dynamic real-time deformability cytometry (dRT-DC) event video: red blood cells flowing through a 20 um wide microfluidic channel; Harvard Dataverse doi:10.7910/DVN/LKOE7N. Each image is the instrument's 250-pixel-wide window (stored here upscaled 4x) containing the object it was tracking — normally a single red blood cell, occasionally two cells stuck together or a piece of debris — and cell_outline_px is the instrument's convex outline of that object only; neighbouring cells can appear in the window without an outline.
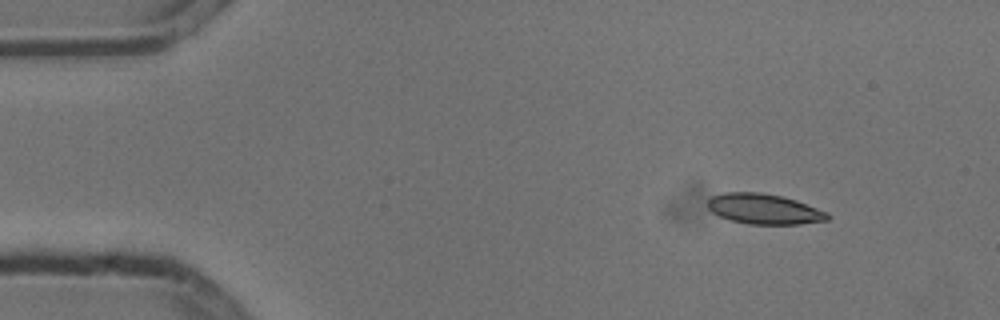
{"species": "common noctule bat (a hibernating species)", "species_latin": "Nyctalus noctula", "temperature_condition": "cold", "stored_images_in_passage": 10, "camera_frame_rate_fps": 3000, "um_per_image_px": 0.085, "animal": {"sex": "male", "body_mass_g": 13.3}, "frame": {"image": 1, "passage_image": 1, "time_ms": 0.0, "image_size_px": [1000, 320], "cell_outline_px": [[832, 216], [828, 220], [800, 224], [748, 224], [728, 220], [712, 212], [708, 208], [708, 200], [712, 196], [724, 192], [760, 192], [780, 196], [796, 200], [828, 212]], "centroid_in_image_um": [64.95, 17.77], "position_along_channel_um": 20.0, "area_um2": 21.27}}
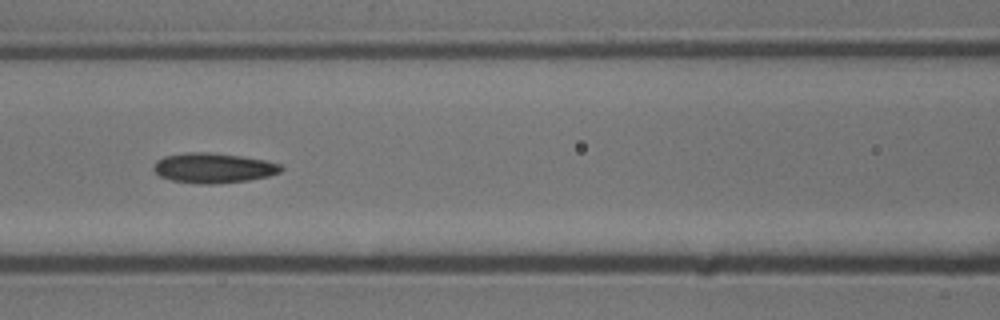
{"frame": {"image": 2, "passage_image": 6, "time_ms": 1.667, "image_size_px": [1000, 320], "cell_outline_px": [[284, 168], [280, 172], [268, 176], [248, 180], [216, 184], [200, 184], [172, 180], [160, 176], [152, 168], [156, 160], [164, 156], [188, 152], [208, 152], [240, 156], [264, 160], [280, 164]], "centroid_in_image_um": [18.12, 14.28], "position_along_channel_um": 148.5, "area_um2": 22.2}}
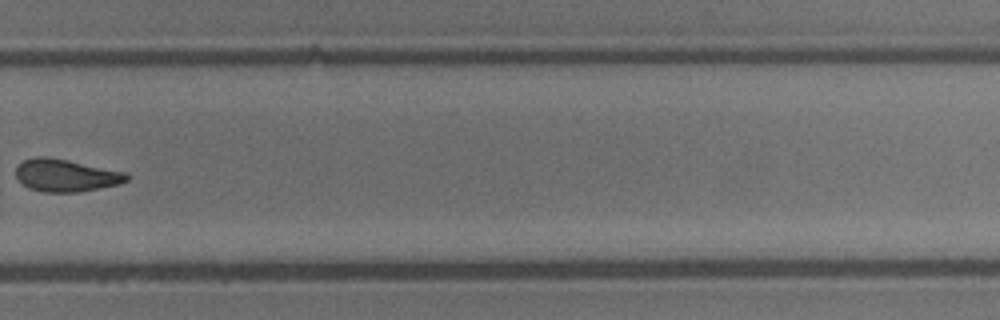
{"frame": {"image": 3, "passage_image": 10, "time_ms": 3.0, "image_size_px": [1000, 320], "cell_outline_px": [[128, 180], [120, 184], [76, 192], [44, 192], [28, 188], [16, 176], [16, 168], [24, 160], [32, 156], [48, 156], [128, 172]], "centroid_in_image_um": [5.61, 14.89], "position_along_channel_um": 324.2, "area_um2": 20.98}}